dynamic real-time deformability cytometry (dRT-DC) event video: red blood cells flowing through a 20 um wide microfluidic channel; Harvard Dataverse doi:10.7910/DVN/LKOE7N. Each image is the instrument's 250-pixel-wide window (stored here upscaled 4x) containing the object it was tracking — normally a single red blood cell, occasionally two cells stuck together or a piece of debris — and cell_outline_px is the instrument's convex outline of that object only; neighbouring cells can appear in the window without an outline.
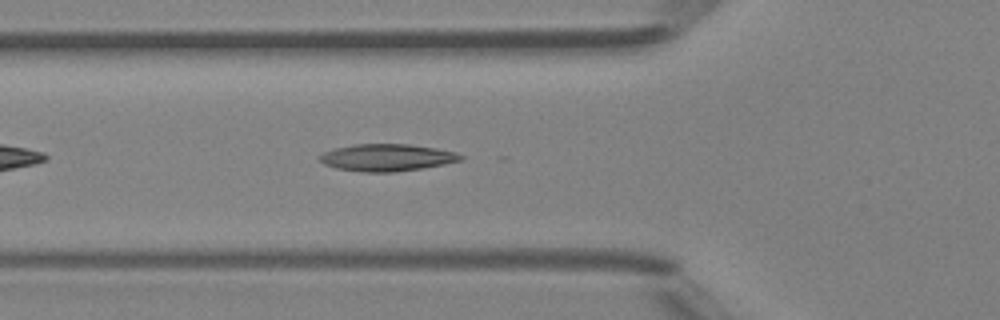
{"species": "Egyptian fruit bat (a non-hibernating species)", "species_latin": "Rousettus aegyptiacus", "temperature_condition": "room temperature", "stored_images_in_passage": 37, "camera_frame_rate_fps": 3000, "um_per_image_px": 0.085, "animal": {"sex": "female"}, "frame": {"image": 1, "passage_image": 6, "time_ms": 1.667, "image_size_px": [1000, 320], "cell_outline_px": [[464, 156], [460, 160], [444, 164], [424, 168], [396, 172], [364, 172], [336, 168], [324, 164], [320, 160], [320, 156], [324, 152], [336, 148], [356, 144], [408, 144], [436, 148], [456, 152]], "centroid_in_image_um": [32.91, 13.39], "position_along_channel_um": 92.9, "area_um2": 22.14}}
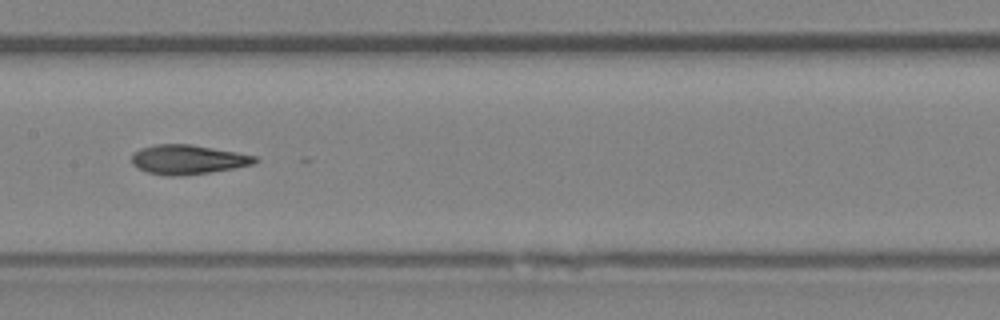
{"frame": {"image": 2, "passage_image": 13, "time_ms": 4.0, "image_size_px": [1000, 320], "cell_outline_px": [[260, 160], [252, 164], [232, 168], [208, 172], [172, 176], [168, 176], [148, 172], [136, 168], [132, 164], [132, 152], [140, 148], [156, 144], [192, 144], [236, 152], [256, 156]], "centroid_in_image_um": [15.92, 13.54], "position_along_channel_um": 191.5, "area_um2": 20.98}}
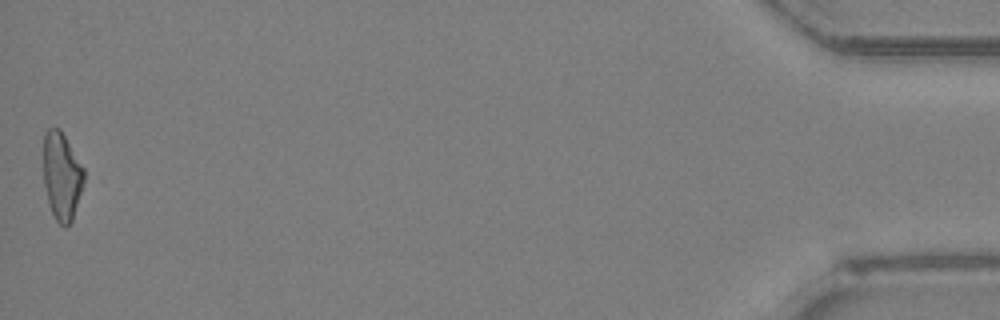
{"frame": {"image": 3, "passage_image": 37, "time_ms": 12.0, "image_size_px": [1000, 320], "cell_outline_px": [[84, 180], [72, 220], [64, 228], [56, 220], [52, 212], [48, 200], [44, 184], [44, 132], [48, 128], [60, 128], [84, 168]], "centroid_in_image_um": [5.25, 14.94], "position_along_channel_um": 430.0, "area_um2": 20.46}, "authors_computed_cell_mechanics": {"area_um2": 21.2704, "velocity_mm_per_s": 4.2238, "shape_relaxation_time_tau1_ms": null, "shape_relaxation_time_tau2_ms": 2.3585, "deformation_change_tau1": null, "deformation_change_tau2": 0.1006}}